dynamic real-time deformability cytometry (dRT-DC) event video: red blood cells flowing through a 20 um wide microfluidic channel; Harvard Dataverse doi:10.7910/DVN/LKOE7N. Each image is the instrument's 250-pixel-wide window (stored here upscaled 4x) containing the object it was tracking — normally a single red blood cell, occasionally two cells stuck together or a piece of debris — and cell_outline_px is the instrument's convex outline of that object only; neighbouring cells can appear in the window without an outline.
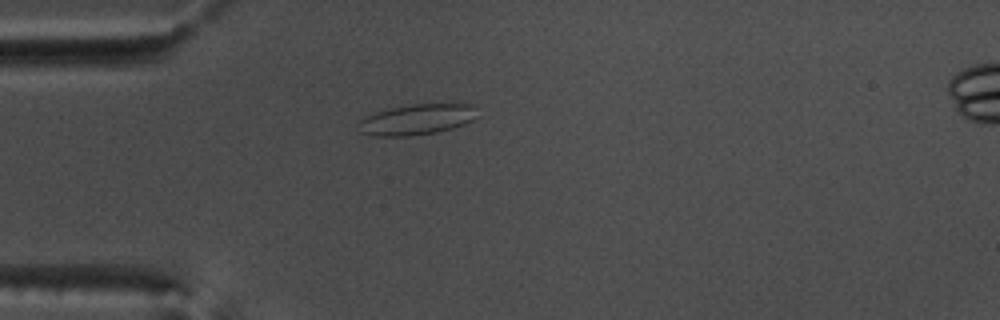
{"species": "common noctule bat (a hibernating species)", "species_latin": "Nyctalus noctula", "temperature_condition": "warm", "stored_images_in_passage": 40, "camera_frame_rate_fps": 3000, "um_per_image_px": 0.085, "animal": {"sex": "male", "body_mass_g": 17.5, "forearm_length_mm": 52.3}, "frame": {"image": 1, "passage_image": 1, "time_ms": 0.0, "image_size_px": [1000, 320], "cell_outline_px": [[480, 116], [464, 124], [452, 128], [436, 132], [408, 136], [376, 136], [360, 132], [356, 124], [360, 120], [372, 112], [412, 104], [476, 104]], "centroid_in_image_um": [35.46, 10.15], "position_along_channel_um": 49.5, "area_um2": 21.5}}
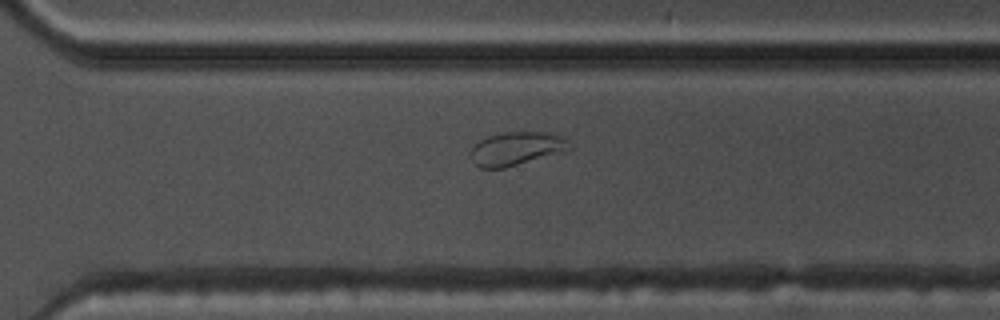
{"frame": {"image": 2, "passage_image": 24, "time_ms": 7.667, "image_size_px": [1000, 320], "cell_outline_px": [[572, 148], [504, 168], [480, 168], [472, 160], [472, 148], [480, 140], [488, 136], [504, 132], [544, 132], [560, 136], [568, 140]], "centroid_in_image_um": [43.87, 12.62], "position_along_channel_um": 326.7, "area_um2": 18.67}}
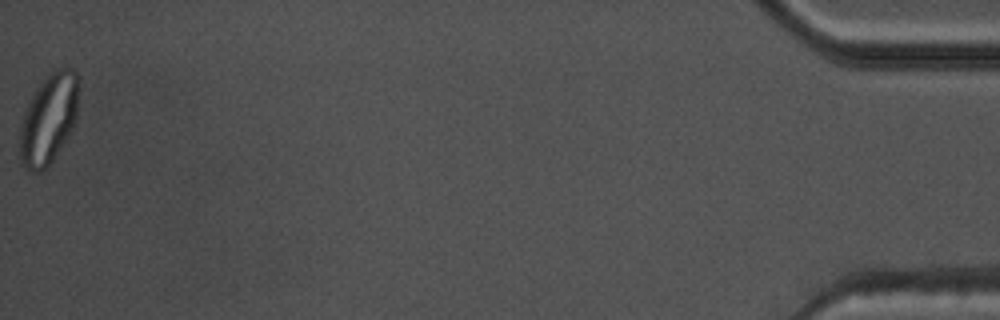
{"frame": {"image": 3, "passage_image": 40, "time_ms": 13.0, "image_size_px": [1000, 320], "cell_outline_px": [[76, 120], [68, 136], [52, 160], [40, 172], [28, 172], [20, 164], [20, 128], [24, 112], [36, 88], [52, 68], [72, 68], [76, 72]], "centroid_in_image_um": [4.09, 10.12], "position_along_channel_um": 431.1, "area_um2": 30.52}, "authors_computed_cell_mechanics": {"area_um2": 19.3052, "velocity_mm_per_s": 3.782, "shape_relaxation_time_tau1_ms": null, "shape_relaxation_time_tau2_ms": 1.2397, "deformation_change_tau1": null, "deformation_change_tau2": 0.0705}}